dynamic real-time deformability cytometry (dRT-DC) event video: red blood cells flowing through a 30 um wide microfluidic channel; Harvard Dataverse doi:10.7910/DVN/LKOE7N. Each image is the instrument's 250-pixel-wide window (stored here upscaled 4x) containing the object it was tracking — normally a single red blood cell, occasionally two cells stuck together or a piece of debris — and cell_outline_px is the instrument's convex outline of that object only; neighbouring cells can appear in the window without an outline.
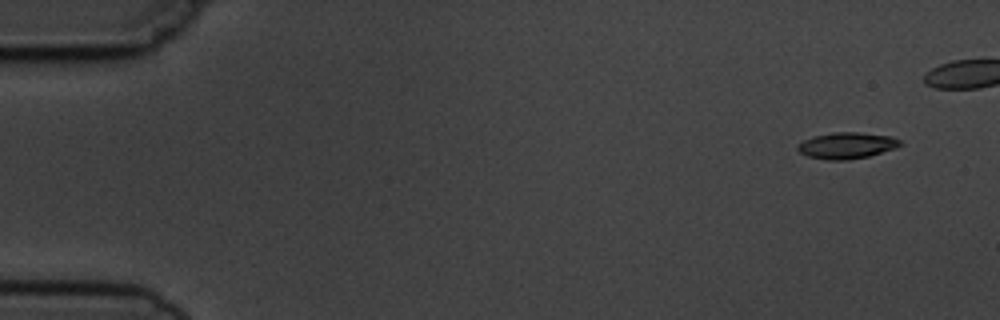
{"species": "common noctule bat (a hibernating species)", "species_latin": "Nyctalus noctula", "temperature_condition": "cold", "stored_images_in_passage": 12, "camera_frame_rate_fps": 3000, "um_per_image_px": 0.085, "animal": {"sex": "male", "body_mass_g": 19.5, "forearm_length_mm": 54.6}, "frame": {"image": 1, "passage_image": 1, "time_ms": 0.0, "image_size_px": [1000, 320], "cell_outline_px": [[904, 144], [896, 148], [868, 156], [848, 160], [824, 160], [808, 156], [800, 152], [796, 148], [804, 140], [812, 136], [836, 132], [860, 132], [892, 136], [900, 140]], "centroid_in_image_um": [72.01, 12.36], "position_along_channel_um": 13.0, "area_um2": 15.78}}
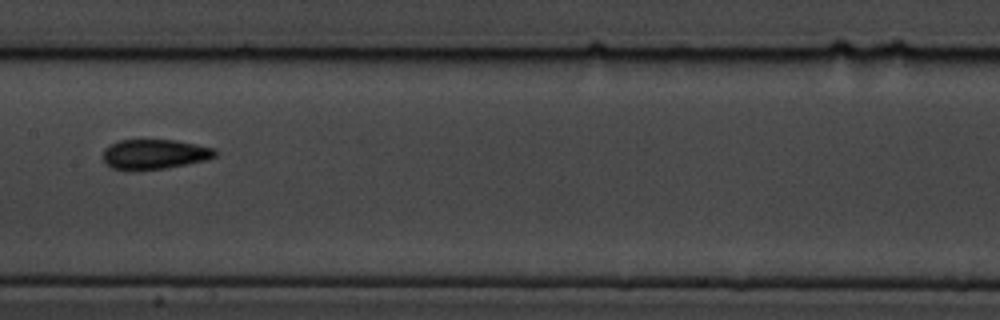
{"frame": {"image": 2, "passage_image": 9, "time_ms": 10.0, "image_size_px": [1000, 320], "cell_outline_px": [[216, 156], [204, 160], [164, 168], [132, 172], [112, 168], [104, 160], [104, 148], [108, 144], [120, 140], [176, 140], [216, 148]], "centroid_in_image_um": [13.1, 13.11], "position_along_channel_um": 194.3, "area_um2": 19.65}}
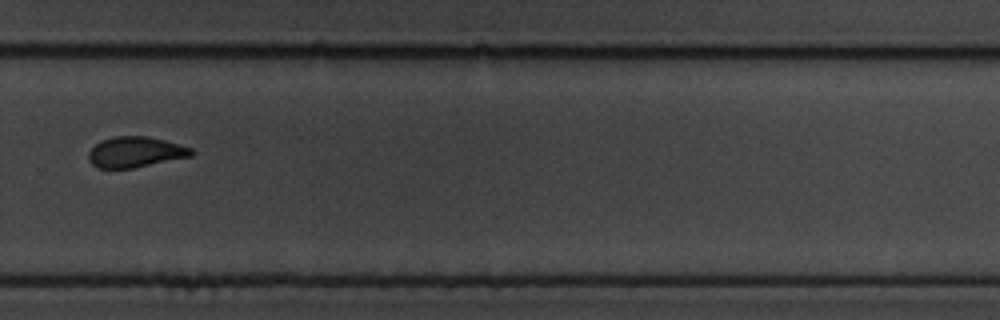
{"frame": {"image": 3, "passage_image": 12, "time_ms": 13.333, "image_size_px": [1000, 320], "cell_outline_px": [[196, 152], [192, 156], [132, 168], [96, 168], [88, 160], [88, 152], [100, 140], [116, 136], [148, 136], [164, 140], [192, 148]], "centroid_in_image_um": [11.5, 12.92], "position_along_channel_um": 318.3, "area_um2": 18.38}}